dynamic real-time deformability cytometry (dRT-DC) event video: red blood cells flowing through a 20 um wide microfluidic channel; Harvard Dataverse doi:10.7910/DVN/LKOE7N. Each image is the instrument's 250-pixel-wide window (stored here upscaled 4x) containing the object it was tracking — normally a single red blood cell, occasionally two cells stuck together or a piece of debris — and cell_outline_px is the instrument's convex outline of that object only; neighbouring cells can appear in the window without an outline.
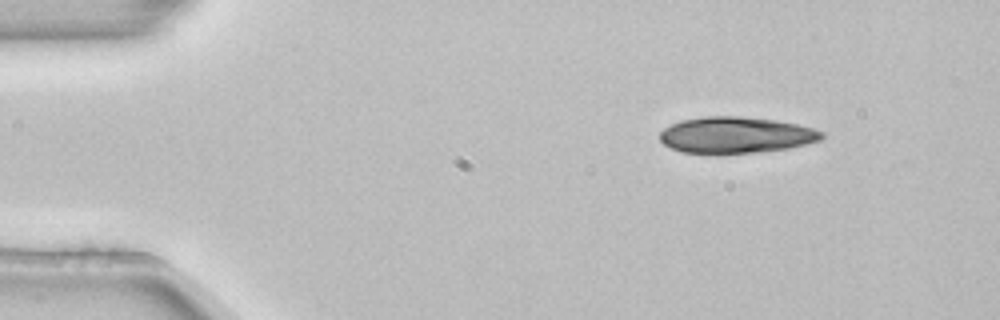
{"species": "common noctule bat (a hibernating species)", "species_latin": "Nyctalus noctula", "temperature_condition": "room temperature", "stored_images_in_passage": 4, "camera_frame_rate_fps": 3000, "um_per_image_px": 0.085, "animal": {"sex": "female", "body_mass_g": 22.7, "forearm_length_mm": 54.2}, "frame": {"image": 1, "passage_image": 4, "time_ms": 1.0, "image_size_px": [1000, 320], "cell_outline_px": [[824, 136], [820, 140], [788, 148], [756, 152], [680, 152], [664, 144], [660, 140], [660, 132], [664, 128], [680, 120], [704, 116], [736, 116], [776, 120], [796, 124], [812, 128], [824, 132]], "centroid_in_image_um": [62.54, 11.45], "position_along_channel_um": 22.5, "area_um2": 33.7}}